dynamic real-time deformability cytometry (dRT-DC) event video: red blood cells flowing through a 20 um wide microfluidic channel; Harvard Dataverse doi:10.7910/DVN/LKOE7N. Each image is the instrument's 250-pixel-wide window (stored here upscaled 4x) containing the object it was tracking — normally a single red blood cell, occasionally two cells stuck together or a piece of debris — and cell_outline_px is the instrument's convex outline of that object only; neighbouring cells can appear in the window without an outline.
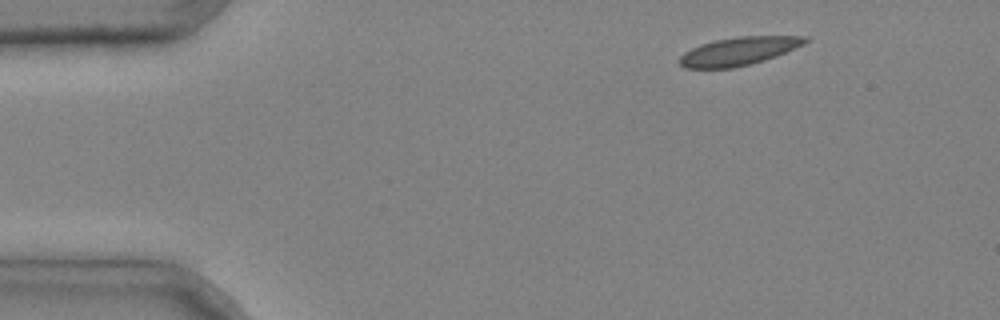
{"species": "common noctule bat (a hibernating species)", "species_latin": "Nyctalus noctula", "temperature_condition": "cold", "stored_images_in_passage": 3, "camera_frame_rate_fps": 3000, "um_per_image_px": 0.085, "animal": {"sex": "male", "body_mass_g": 20.4}, "frame": {"image": 1, "passage_image": 1, "time_ms": 0.0, "image_size_px": [1000, 320], "cell_outline_px": [[812, 40], [804, 44], [776, 56], [764, 60], [732, 68], [684, 68], [680, 64], [680, 56], [684, 52], [700, 44], [716, 40], [740, 36], [808, 36]], "centroid_in_image_um": [62.82, 4.34], "position_along_channel_um": 22.2, "area_um2": 20.52}}
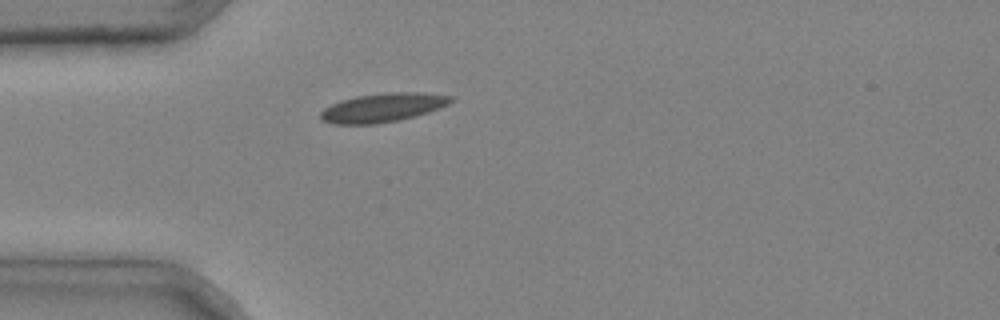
{"frame": {"image": 2, "passage_image": 3, "time_ms": 0.667, "image_size_px": [1000, 320], "cell_outline_px": [[452, 100], [448, 104], [440, 108], [416, 116], [400, 120], [376, 124], [332, 124], [324, 120], [320, 116], [320, 112], [324, 108], [340, 100], [356, 96], [388, 92], [424, 92], [452, 96]], "centroid_in_image_um": [32.54, 9.14], "position_along_channel_um": 52.5, "area_um2": 21.96}}